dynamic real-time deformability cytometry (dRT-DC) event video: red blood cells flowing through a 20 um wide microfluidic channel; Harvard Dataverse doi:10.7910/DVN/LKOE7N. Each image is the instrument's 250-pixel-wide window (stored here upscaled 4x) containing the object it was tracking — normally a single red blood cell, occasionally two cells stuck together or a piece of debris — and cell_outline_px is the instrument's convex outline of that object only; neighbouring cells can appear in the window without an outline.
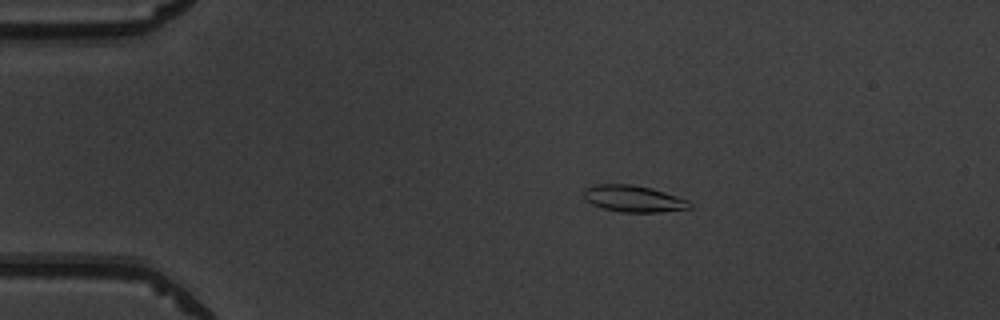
{"species": "common noctule bat (a hibernating species)", "species_latin": "Nyctalus noctula", "temperature_condition": "warm", "stored_images_in_passage": 44, "camera_frame_rate_fps": 3000, "um_per_image_px": 0.085, "animal": {"sex": "male", "body_mass_g": 19.5, "forearm_length_mm": 54.6}, "frame": {"image": 1, "passage_image": 2, "time_ms": 0.333, "image_size_px": [1000, 320], "cell_outline_px": [[692, 208], [660, 212], [620, 212], [604, 208], [592, 204], [584, 196], [584, 188], [596, 184], [632, 184], [652, 188], [688, 200], [692, 204]], "centroid_in_image_um": [53.86, 16.88], "position_along_channel_um": 31.1, "area_um2": 16.36}}
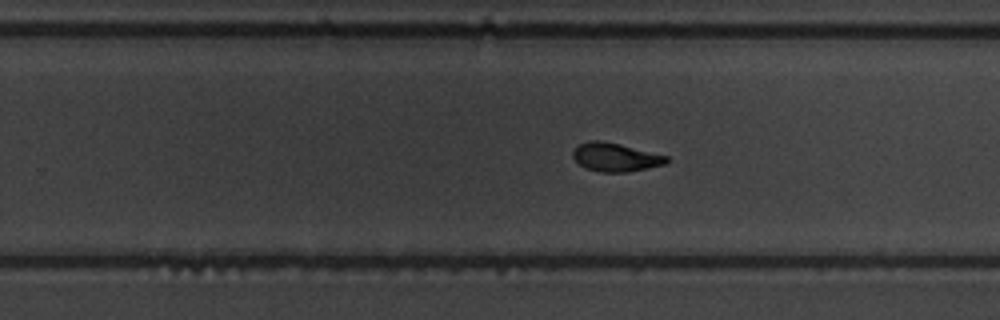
{"frame": {"image": 2, "passage_image": 25, "time_ms": 8.0, "image_size_px": [1000, 320], "cell_outline_px": [[668, 160], [664, 164], [648, 168], [628, 172], [600, 172], [584, 168], [572, 156], [572, 152], [580, 144], [588, 140], [600, 140], [620, 144], [668, 156]], "centroid_in_image_um": [52.3, 13.36], "position_along_channel_um": 277.5, "area_um2": 15.49}}
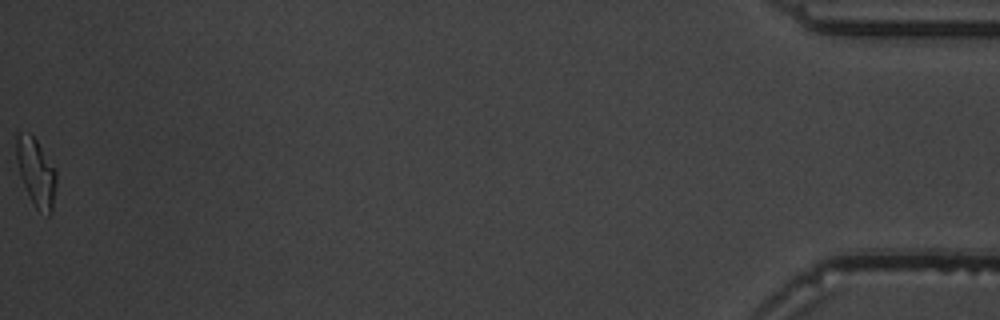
{"frame": {"image": 3, "passage_image": 44, "time_ms": 14.333, "image_size_px": [1000, 320], "cell_outline_px": [[56, 184], [52, 212], [48, 216], [36, 208], [20, 176], [16, 160], [16, 136], [20, 132], [28, 132], [36, 140], [56, 172]], "centroid_in_image_um": [3.06, 14.65], "position_along_channel_um": 432.1, "area_um2": 15.43}, "authors_computed_cell_mechanics": {"area_um2": 15.6638, "velocity_mm_per_s": 3.9579, "shape_relaxation_time_tau1_ms": 4.1627, "shape_relaxation_time_tau2_ms": 1.7401, "deformation_change_tau1": 0.202, "deformation_change_tau2": 0.0901}}